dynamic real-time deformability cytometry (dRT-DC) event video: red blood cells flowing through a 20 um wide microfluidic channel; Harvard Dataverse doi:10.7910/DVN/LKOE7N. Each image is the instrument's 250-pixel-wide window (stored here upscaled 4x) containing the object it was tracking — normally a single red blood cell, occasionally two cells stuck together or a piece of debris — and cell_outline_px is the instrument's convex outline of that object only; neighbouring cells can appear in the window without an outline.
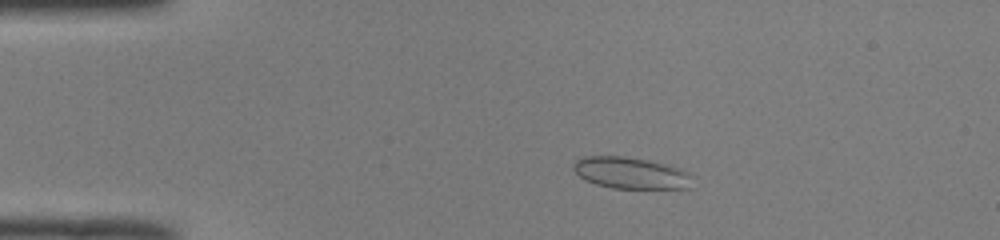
{"species": "common noctule bat (a hibernating species)", "species_latin": "Nyctalus noctula", "temperature_condition": "room temperature", "stored_images_in_passage": 37, "camera_frame_rate_fps": 3000, "um_per_image_px": 0.085, "animal": {"sex": "male", "body_mass_g": 19.0, "forearm_length_mm": 50.8}, "frame": {"image": 1, "passage_image": 5, "time_ms": 1.333, "image_size_px": [1000, 240], "cell_outline_px": [[692, 188], [612, 188], [596, 184], [584, 180], [572, 168], [572, 164], [580, 156], [624, 156], [648, 160], [680, 168], [688, 172]], "centroid_in_image_um": [53.56, 14.69], "position_along_channel_um": 31.4, "area_um2": 21.85}}
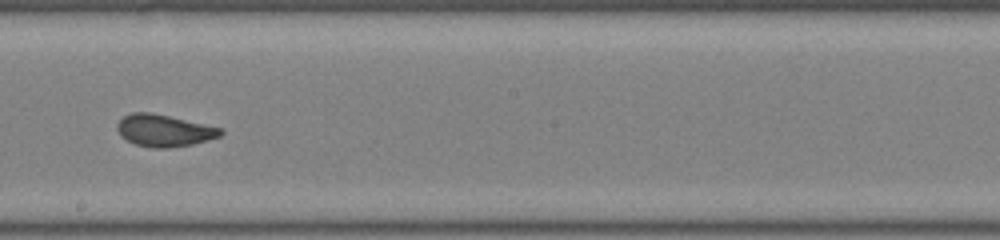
{"frame": {"image": 2, "passage_image": 24, "time_ms": 7.667, "image_size_px": [1000, 240], "cell_outline_px": [[224, 132], [220, 136], [208, 140], [192, 144], [168, 148], [152, 148], [136, 144], [120, 136], [116, 128], [116, 124], [124, 116], [132, 112], [148, 112], [168, 116], [224, 128]], "centroid_in_image_um": [13.96, 11.1], "position_along_channel_um": 234.2, "area_um2": 19.25}}
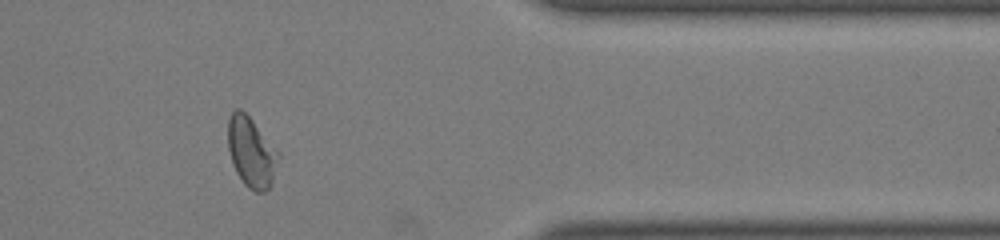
{"frame": {"image": 3, "passage_image": 37, "time_ms": 12.0, "image_size_px": [1000, 240], "cell_outline_px": [[280, 156], [272, 184], [264, 192], [256, 192], [248, 188], [244, 184], [236, 172], [232, 164], [228, 148], [228, 120], [232, 112], [236, 108], [240, 108], [252, 120], [280, 152]], "centroid_in_image_um": [21.37, 12.95], "position_along_channel_um": 390.0, "area_um2": 20.75}, "authors_computed_cell_mechanics": {"area_um2": 19.3052, "velocity_mm_per_s": 4.0197, "shape_relaxation_time_tau1_ms": 9.1, "shape_relaxation_time_tau2_ms": 0.6601, "deformation_change_tau1": 0.181, "deformation_change_tau2": 0.0601}}